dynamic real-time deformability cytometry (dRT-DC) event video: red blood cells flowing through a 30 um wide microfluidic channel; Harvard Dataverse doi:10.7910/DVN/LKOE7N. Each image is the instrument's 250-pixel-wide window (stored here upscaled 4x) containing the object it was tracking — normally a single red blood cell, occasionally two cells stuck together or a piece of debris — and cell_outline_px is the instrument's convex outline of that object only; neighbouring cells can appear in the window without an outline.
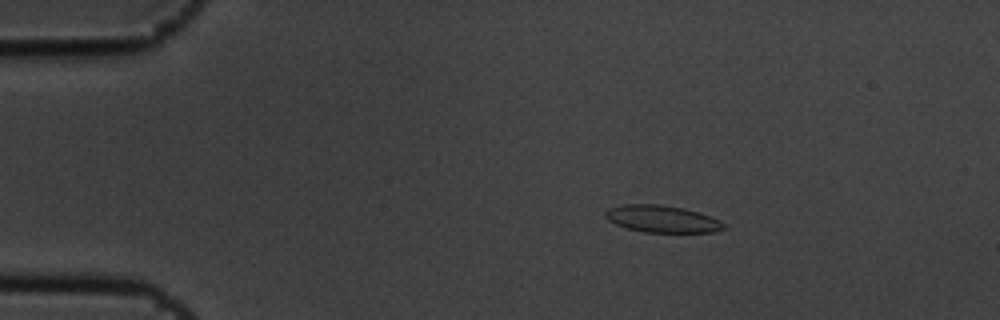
{"species": "common noctule bat (a hibernating species)", "species_latin": "Nyctalus noctula", "temperature_condition": "cold", "stored_images_in_passage": 3, "camera_frame_rate_fps": 3000, "um_per_image_px": 0.085, "animal": {"sex": "male", "body_mass_g": 19.5, "forearm_length_mm": 54.6}, "frame": {"image": 1, "passage_image": 1, "time_ms": 0.0, "image_size_px": [1000, 320], "cell_outline_px": [[728, 228], [716, 232], [644, 232], [628, 228], [616, 224], [608, 220], [604, 216], [604, 212], [608, 208], [624, 204], [660, 204], [684, 208], [700, 212], [724, 224]], "centroid_in_image_um": [56.26, 18.6], "position_along_channel_um": 28.7, "area_um2": 18.67}}